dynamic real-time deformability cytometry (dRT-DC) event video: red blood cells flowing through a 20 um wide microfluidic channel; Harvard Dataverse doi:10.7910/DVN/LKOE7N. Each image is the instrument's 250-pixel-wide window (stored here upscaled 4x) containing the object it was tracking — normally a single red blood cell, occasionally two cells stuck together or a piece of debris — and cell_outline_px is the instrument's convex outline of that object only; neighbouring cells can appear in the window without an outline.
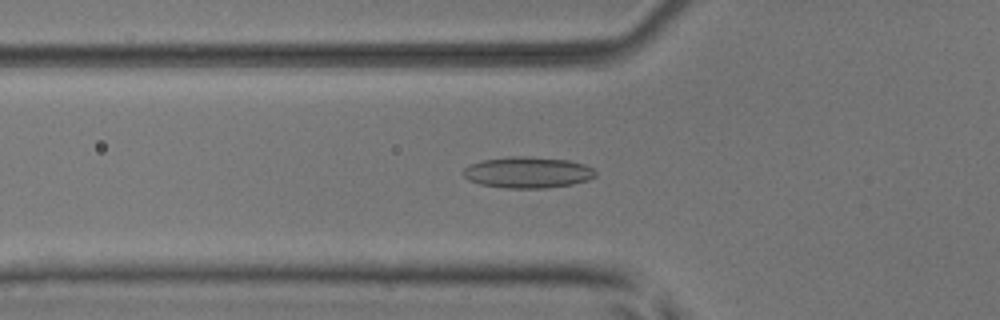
{"species": "common noctule bat (a hibernating species)", "species_latin": "Nyctalus noctula", "temperature_condition": "room temperature", "stored_images_in_passage": 26, "camera_frame_rate_fps": 3000, "um_per_image_px": 0.085, "animal": {"sex": "male", "body_mass_g": 17.9, "forearm_length_mm": 54.2}, "frame": {"image": 1, "passage_image": 18, "time_ms": 5.667, "image_size_px": [1000, 320], "cell_outline_px": [[596, 176], [588, 180], [572, 184], [544, 188], [504, 188], [480, 184], [468, 180], [460, 172], [464, 168], [480, 160], [508, 156], [532, 156], [568, 160], [584, 164], [592, 168], [596, 172]], "centroid_in_image_um": [44.83, 14.64], "position_along_channel_um": 81.0, "area_um2": 24.28}}
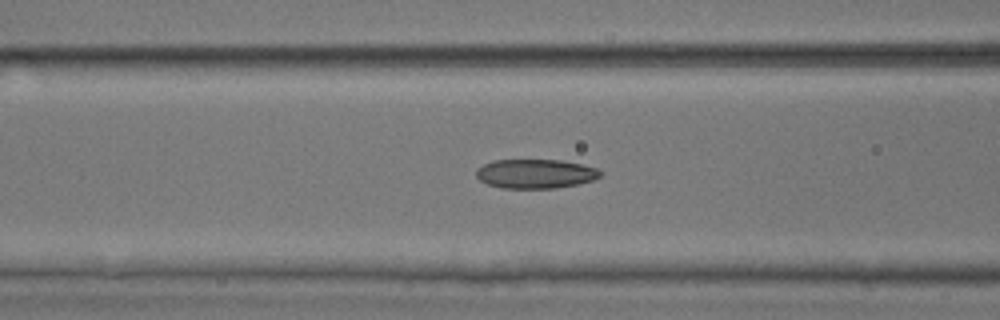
{"frame": {"image": 2, "passage_image": 21, "time_ms": 6.667, "image_size_px": [1000, 320], "cell_outline_px": [[600, 176], [592, 180], [576, 184], [556, 188], [504, 188], [488, 184], [480, 180], [476, 176], [476, 168], [492, 160], [560, 160], [580, 164], [596, 168], [600, 172]], "centroid_in_image_um": [45.46, 14.76], "position_along_channel_um": 121.1, "area_um2": 20.92}}
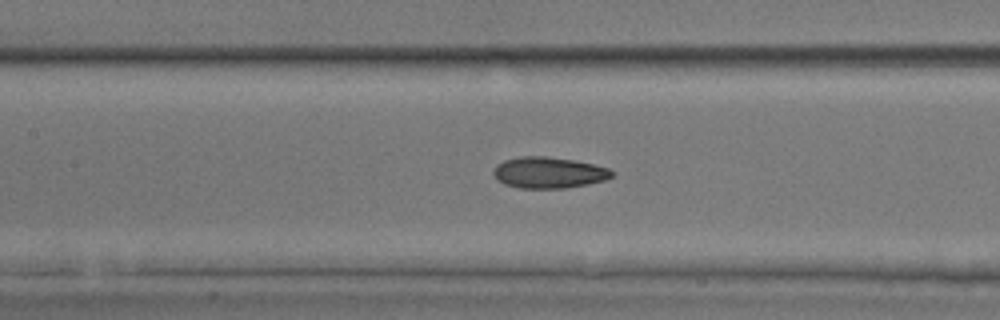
{"frame": {"image": 3, "passage_image": 24, "time_ms": 7.667, "image_size_px": [1000, 320], "cell_outline_px": [[616, 172], [612, 176], [604, 180], [588, 184], [564, 188], [520, 188], [504, 184], [496, 180], [492, 172], [496, 164], [504, 160], [520, 156], [544, 156], [572, 160], [592, 164], [608, 168]], "centroid_in_image_um": [46.6, 14.67], "position_along_channel_um": 160.8, "area_um2": 21.56}}